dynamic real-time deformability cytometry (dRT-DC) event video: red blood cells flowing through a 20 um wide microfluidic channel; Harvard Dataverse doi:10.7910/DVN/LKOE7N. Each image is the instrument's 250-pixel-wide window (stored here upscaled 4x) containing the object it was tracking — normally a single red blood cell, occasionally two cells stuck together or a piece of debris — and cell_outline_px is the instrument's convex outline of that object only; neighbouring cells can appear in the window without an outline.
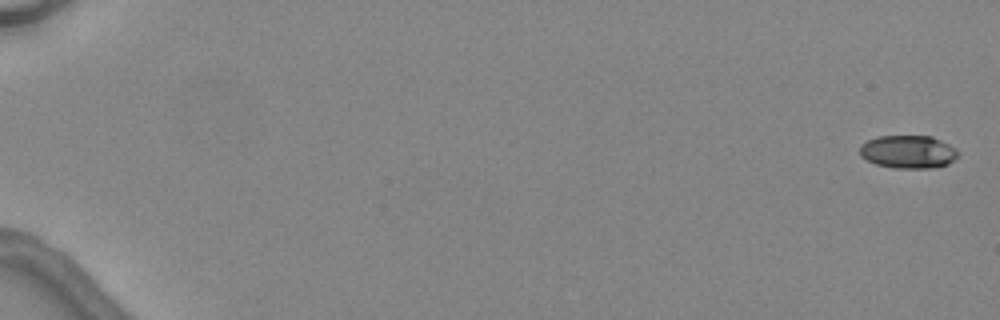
{"species": "common noctule bat (a hibernating species)", "species_latin": "Nyctalus noctula", "temperature_condition": "warm", "stored_images_in_passage": 6, "camera_frame_rate_fps": 3000, "um_per_image_px": 0.085, "animal": {"sex": "female", "body_mass_g": 24.6, "forearm_length_mm": 56.2}, "frame": {"image": 1, "passage_image": 1, "time_ms": 0.0, "image_size_px": [1000, 320], "cell_outline_px": [[960, 156], [948, 164], [936, 168], [892, 168], [876, 164], [860, 156], [860, 144], [868, 140], [880, 136], [932, 136], [956, 148], [960, 152]], "centroid_in_image_um": [77.23, 12.91], "position_along_channel_um": 7.8, "area_um2": 19.13}}
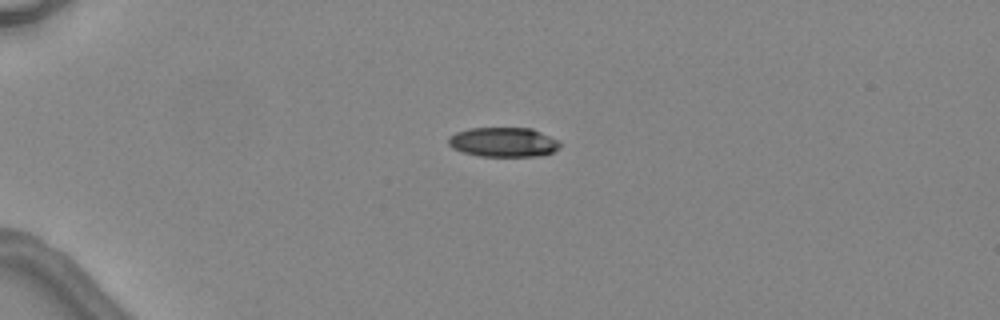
{"frame": {"image": 2, "passage_image": 4, "time_ms": 4.333, "image_size_px": [1000, 320], "cell_outline_px": [[560, 148], [544, 156], [480, 156], [464, 152], [452, 148], [448, 144], [448, 136], [456, 132], [468, 128], [532, 128], [556, 140], [560, 144]], "centroid_in_image_um": [42.76, 12.08], "position_along_channel_um": 42.2, "area_um2": 19.19}}